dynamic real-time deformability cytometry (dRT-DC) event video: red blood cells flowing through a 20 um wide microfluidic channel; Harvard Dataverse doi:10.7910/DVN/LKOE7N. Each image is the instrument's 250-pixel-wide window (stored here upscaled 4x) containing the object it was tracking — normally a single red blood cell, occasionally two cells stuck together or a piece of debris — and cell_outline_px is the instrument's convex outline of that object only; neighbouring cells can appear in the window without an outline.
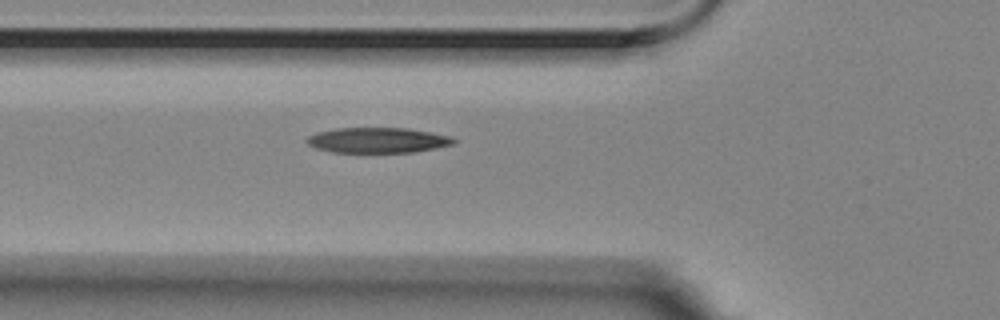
{"species": "Egyptian fruit bat (a non-hibernating species)", "species_latin": "Rousettus aegyptiacus", "temperature_condition": "room temperature", "stored_images_in_passage": 3, "segment_of_instrument_passage": [1, 2], "camera_frame_rate_fps": 3000, "um_per_image_px": 0.085, "animal": {"sex": "female"}, "frame": {"image": 1, "passage_image": 2, "time_ms": 0.333, "image_size_px": [1000, 320], "cell_outline_px": [[460, 140], [456, 144], [436, 148], [412, 152], [332, 152], [316, 148], [308, 144], [304, 140], [308, 136], [316, 132], [336, 128], [408, 128], [452, 136]], "centroid_in_image_um": [32.15, 11.91], "position_along_channel_um": 93.7, "area_um2": 21.91}}